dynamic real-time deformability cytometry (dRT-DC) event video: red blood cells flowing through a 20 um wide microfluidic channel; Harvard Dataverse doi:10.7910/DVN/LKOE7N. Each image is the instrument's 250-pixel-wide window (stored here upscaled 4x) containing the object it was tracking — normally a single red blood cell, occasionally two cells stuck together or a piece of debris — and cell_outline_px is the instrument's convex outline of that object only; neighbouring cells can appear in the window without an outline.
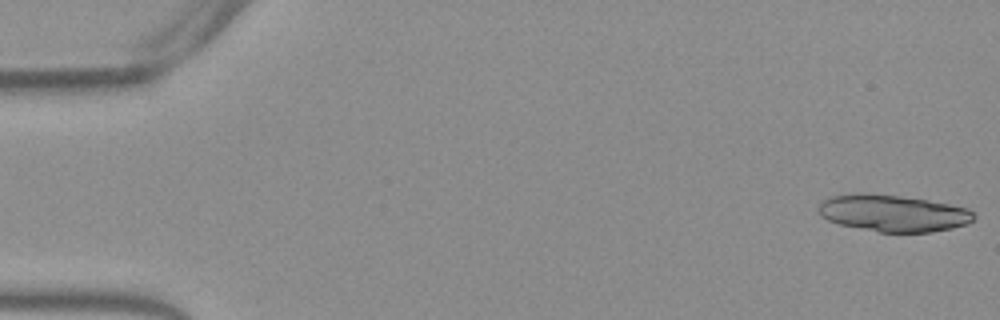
{"species": "Egyptian fruit bat (a non-hibernating species)", "species_latin": "Rousettus aegyptiacus", "temperature_condition": "warm", "stored_images_in_passage": 53, "segment_of_instrument_passage": [1, 2], "camera_frame_rate_fps": 3000, "um_per_image_px": 0.085, "frame": {"image": 1, "passage_image": 1, "time_ms": 0.0, "image_size_px": [1000, 320], "cell_outline_px": [[976, 216], [968, 224], [952, 228], [932, 232], [880, 232], [840, 224], [828, 220], [816, 208], [824, 200], [832, 196], [852, 192], [864, 192], [900, 196], [948, 204], [968, 208]], "centroid_in_image_um": [75.91, 18.11], "position_along_channel_um": 9.1, "area_um2": 33.18}}